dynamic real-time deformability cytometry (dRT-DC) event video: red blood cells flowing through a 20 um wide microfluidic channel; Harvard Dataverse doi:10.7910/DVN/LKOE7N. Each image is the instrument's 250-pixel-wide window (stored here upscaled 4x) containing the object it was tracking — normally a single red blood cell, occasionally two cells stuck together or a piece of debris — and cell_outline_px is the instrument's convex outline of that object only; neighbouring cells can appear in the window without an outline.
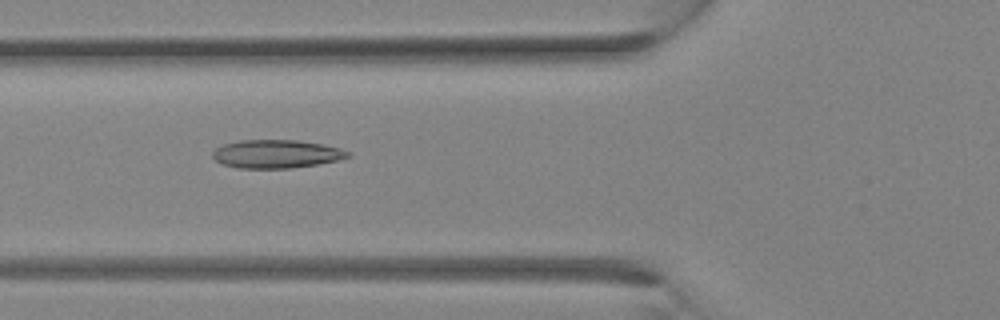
{"species": "Egyptian fruit bat (a non-hibernating species)", "species_latin": "Rousettus aegyptiacus", "temperature_condition": "room temperature", "stored_images_in_passage": 30, "camera_frame_rate_fps": 3000, "um_per_image_px": 0.085, "animal": {"sex": "female"}, "frame": {"image": 1, "passage_image": 10, "time_ms": 3.0, "image_size_px": [1000, 320], "cell_outline_px": [[352, 156], [336, 160], [316, 164], [292, 168], [236, 168], [220, 164], [212, 156], [212, 152], [216, 148], [224, 144], [240, 140], [296, 140], [324, 144], [340, 148], [352, 152]], "centroid_in_image_um": [23.49, 13.08], "position_along_channel_um": 102.3, "area_um2": 22.43}}
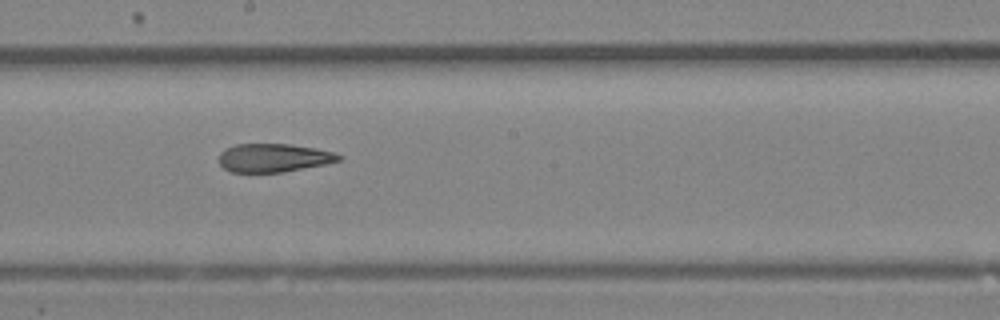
{"frame": {"image": 2, "passage_image": 16, "time_ms": 5.0, "image_size_px": [1000, 320], "cell_outline_px": [[344, 156], [340, 160], [324, 164], [284, 172], [232, 172], [224, 168], [220, 164], [220, 152], [224, 148], [236, 144], [288, 144], [316, 148], [332, 152]], "centroid_in_image_um": [23.25, 13.41], "position_along_channel_um": 225.0, "area_um2": 19.77}}
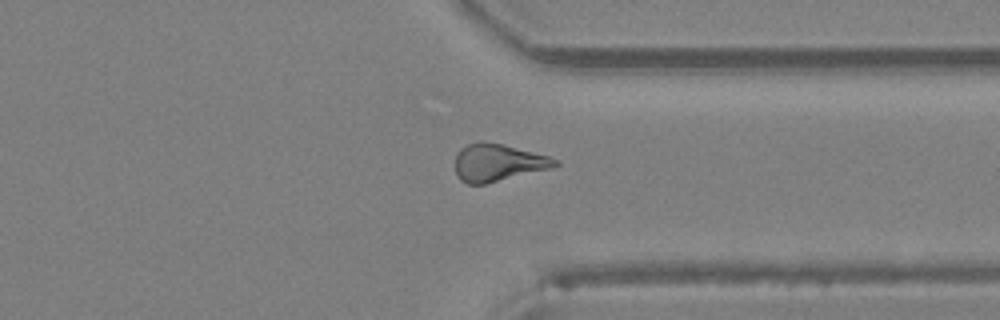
{"frame": {"image": 3, "passage_image": 23, "time_ms": 7.333, "image_size_px": [1000, 320], "cell_outline_px": [[560, 164], [552, 168], [484, 184], [468, 184], [460, 180], [456, 176], [456, 156], [460, 148], [468, 144], [480, 140], [504, 144], [548, 156], [556, 160]], "centroid_in_image_um": [42.3, 13.81], "position_along_channel_um": 369.1, "area_um2": 21.73}}